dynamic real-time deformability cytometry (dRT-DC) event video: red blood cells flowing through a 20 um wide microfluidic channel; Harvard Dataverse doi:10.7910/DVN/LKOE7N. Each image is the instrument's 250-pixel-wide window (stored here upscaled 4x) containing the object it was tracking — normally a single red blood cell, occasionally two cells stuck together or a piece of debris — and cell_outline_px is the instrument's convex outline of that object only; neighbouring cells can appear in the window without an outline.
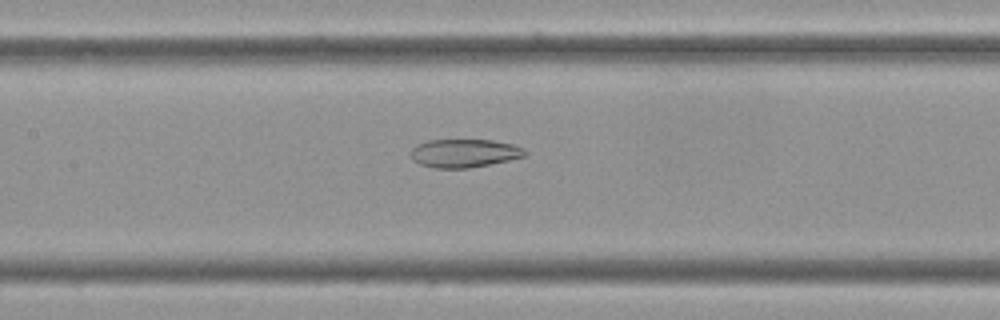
{"species": "Egyptian fruit bat (a non-hibernating species)", "species_latin": "Rousettus aegyptiacus", "temperature_condition": "cold", "stored_images_in_passage": 43, "camera_frame_rate_fps": 3000, "um_per_image_px": 0.085, "frame": {"image": 1, "passage_image": 12, "time_ms": 3.667, "image_size_px": [1000, 320], "cell_outline_px": [[528, 152], [524, 156], [508, 160], [468, 168], [436, 168], [420, 164], [412, 160], [412, 148], [416, 144], [428, 140], [492, 140], [512, 144], [524, 148]], "centroid_in_image_um": [39.45, 13.01], "position_along_channel_um": 167.9, "area_um2": 18.73}}
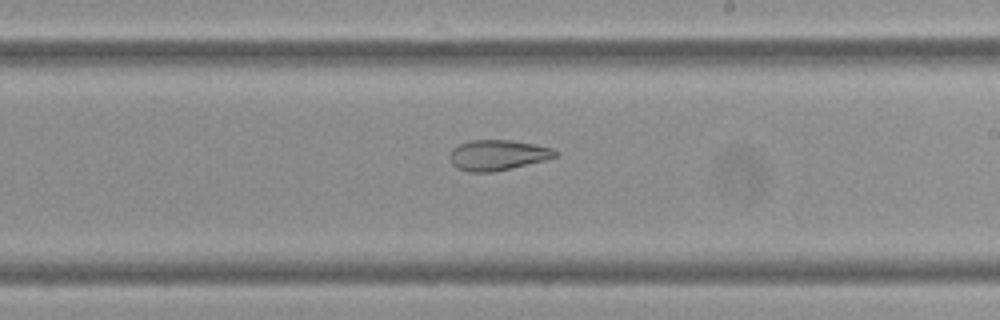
{"frame": {"image": 2, "passage_image": 19, "time_ms": 6.0, "image_size_px": [1000, 320], "cell_outline_px": [[556, 156], [544, 160], [492, 172], [468, 172], [456, 168], [452, 164], [448, 156], [452, 148], [460, 144], [472, 140], [512, 140], [552, 148], [556, 152]], "centroid_in_image_um": [42.22, 13.18], "position_along_channel_um": 246.8, "area_um2": 18.5}}
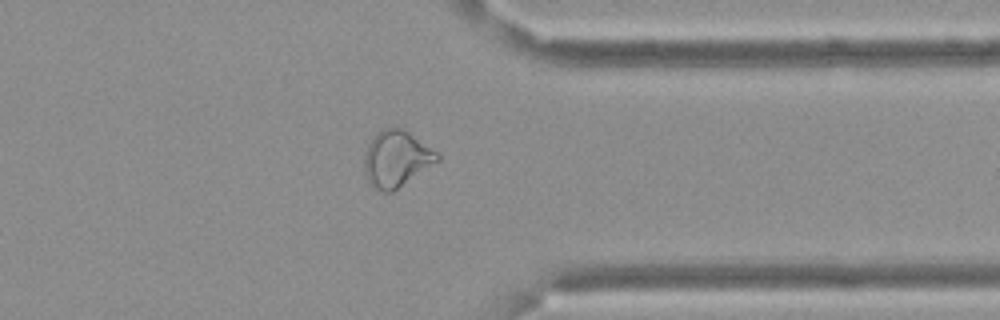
{"frame": {"image": 3, "passage_image": 31, "time_ms": 10.0, "image_size_px": [1000, 320], "cell_outline_px": [[440, 160], [392, 192], [380, 192], [372, 188], [364, 172], [364, 152], [372, 136], [380, 128], [404, 128], [436, 152], [440, 156]], "centroid_in_image_um": [33.65, 13.49], "position_along_channel_um": 377.8, "area_um2": 24.1}, "authors_computed_cell_mechanics": {"area_um2": 21.5016, "velocity_mm_per_s": 3.3877, "shape_relaxation_time_tau1_ms": null, "shape_relaxation_time_tau2_ms": 4.1272, "deformation_change_tau1": null, "deformation_change_tau2": 0.1026}}